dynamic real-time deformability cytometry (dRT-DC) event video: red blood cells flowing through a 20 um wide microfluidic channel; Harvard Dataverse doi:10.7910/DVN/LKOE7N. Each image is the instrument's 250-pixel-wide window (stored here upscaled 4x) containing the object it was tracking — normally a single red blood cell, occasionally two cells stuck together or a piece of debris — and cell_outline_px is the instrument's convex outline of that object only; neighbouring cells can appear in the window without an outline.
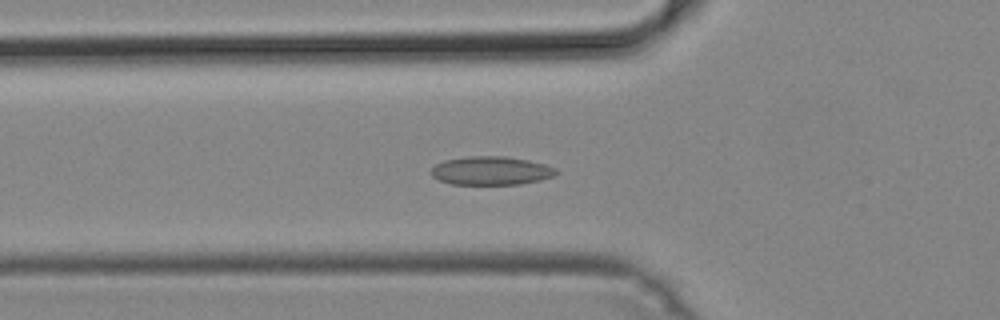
{"species": "common noctule bat (a hibernating species)", "species_latin": "Nyctalus noctula", "temperature_condition": "cold", "stored_images_in_passage": 33, "camera_frame_rate_fps": 3000, "um_per_image_px": 0.085, "animal": {"sex": "male", "body_mass_g": 19.2, "forearm_length_mm": 51.8}, "frame": {"image": 1, "passage_image": 9, "time_ms": 2.667, "image_size_px": [1000, 320], "cell_outline_px": [[560, 172], [552, 176], [540, 180], [520, 184], [452, 184], [440, 180], [432, 176], [432, 168], [436, 164], [444, 160], [468, 156], [504, 156], [528, 160], [544, 164], [556, 168]], "centroid_in_image_um": [41.76, 14.5], "position_along_channel_um": 84.0, "area_um2": 20.69}}
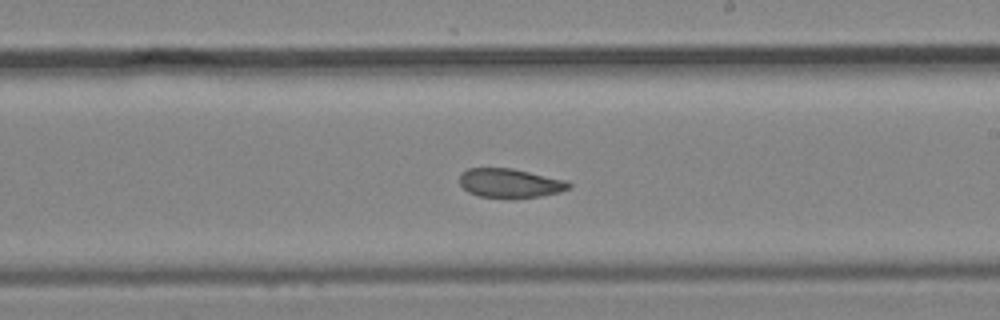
{"frame": {"image": 2, "passage_image": 21, "time_ms": 6.667, "image_size_px": [1000, 320], "cell_outline_px": [[572, 188], [560, 192], [540, 196], [476, 196], [468, 192], [460, 184], [460, 172], [468, 168], [512, 168], [568, 180], [572, 184]], "centroid_in_image_um": [43.38, 15.53], "position_along_channel_um": 245.6, "area_um2": 18.32}}
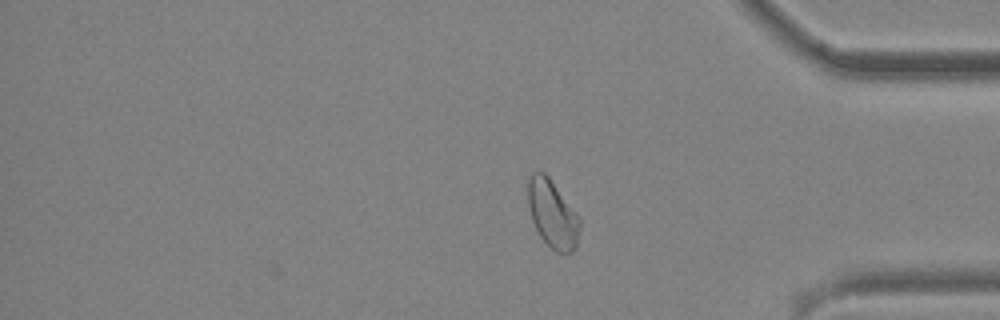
{"frame": {"image": 3, "passage_image": 33, "time_ms": 10.667, "image_size_px": [1000, 320], "cell_outline_px": [[580, 228], [576, 248], [572, 252], [556, 252], [540, 236], [532, 220], [528, 204], [528, 180], [532, 172], [544, 172], [548, 176], [580, 216]], "centroid_in_image_um": [46.98, 18.18], "position_along_channel_um": 388.2, "area_um2": 20.4}}